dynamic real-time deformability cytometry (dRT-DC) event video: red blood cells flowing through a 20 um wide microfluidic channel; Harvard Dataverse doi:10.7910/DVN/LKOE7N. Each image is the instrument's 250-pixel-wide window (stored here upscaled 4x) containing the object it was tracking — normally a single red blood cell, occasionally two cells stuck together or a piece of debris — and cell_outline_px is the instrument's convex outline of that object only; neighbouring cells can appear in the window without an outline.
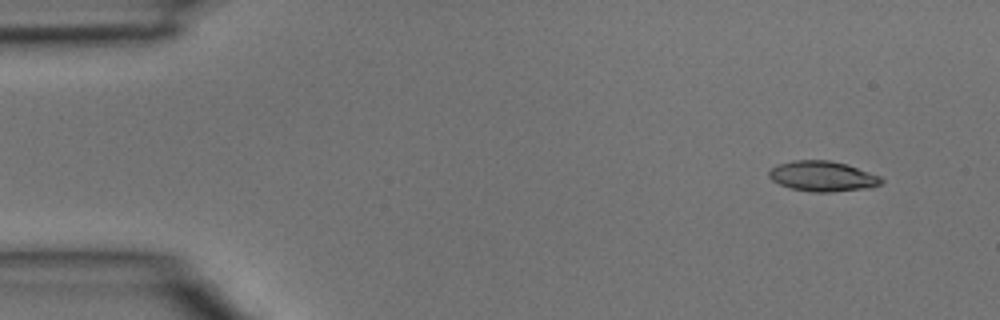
{"species": "common noctule bat (a hibernating species)", "species_latin": "Nyctalus noctula", "temperature_condition": "room temperature", "stored_images_in_passage": 4, "camera_frame_rate_fps": 3000, "um_per_image_px": 0.085, "animal": {"sex": "male", "body_mass_g": 15.6}, "frame": {"image": 1, "passage_image": 1, "time_ms": 0.0, "image_size_px": [1000, 320], "cell_outline_px": [[884, 180], [880, 184], [872, 188], [828, 192], [812, 192], [792, 188], [780, 184], [772, 180], [768, 176], [768, 172], [776, 164], [792, 160], [828, 160], [848, 164], [880, 176]], "centroid_in_image_um": [69.93, 14.97], "position_along_channel_um": 15.1, "area_um2": 19.94}}